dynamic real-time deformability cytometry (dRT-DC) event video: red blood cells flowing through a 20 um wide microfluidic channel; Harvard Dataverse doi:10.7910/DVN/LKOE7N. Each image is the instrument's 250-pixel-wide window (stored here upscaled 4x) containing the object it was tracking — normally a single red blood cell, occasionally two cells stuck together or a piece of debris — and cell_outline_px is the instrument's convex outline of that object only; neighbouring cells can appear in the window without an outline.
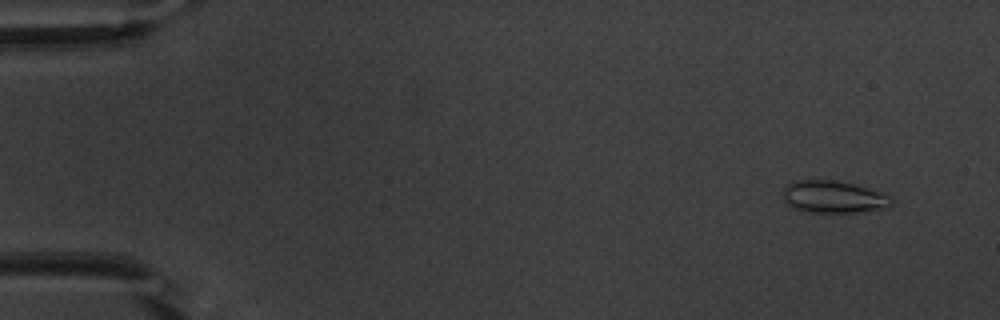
{"species": "common noctule bat (a hibernating species)", "species_latin": "Nyctalus noctula", "temperature_condition": "warm", "stored_images_in_passage": 53, "camera_frame_rate_fps": 3000, "um_per_image_px": 0.085, "animal": {"sex": "male", "body_mass_g": 20.1, "forearm_length_mm": 53.5}, "frame": {"image": 1, "passage_image": 4, "time_ms": 1.0, "image_size_px": [1000, 320], "cell_outline_px": [[892, 204], [884, 208], [852, 212], [808, 212], [792, 208], [784, 200], [784, 188], [788, 184], [796, 180], [836, 180], [868, 188], [888, 196], [892, 200]], "centroid_in_image_um": [70.79, 16.73], "position_along_channel_um": 14.2, "area_um2": 20.0}}
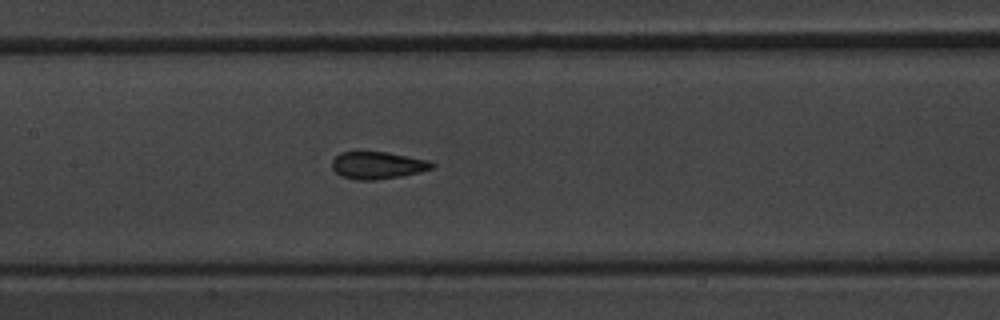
{"frame": {"image": 2, "passage_image": 26, "time_ms": 8.333, "image_size_px": [1000, 320], "cell_outline_px": [[436, 164], [432, 168], [420, 172], [400, 176], [376, 180], [356, 180], [340, 176], [332, 168], [332, 160], [340, 152], [384, 152], [428, 160]], "centroid_in_image_um": [32.07, 14.06], "position_along_channel_um": 175.3, "area_um2": 15.78}}
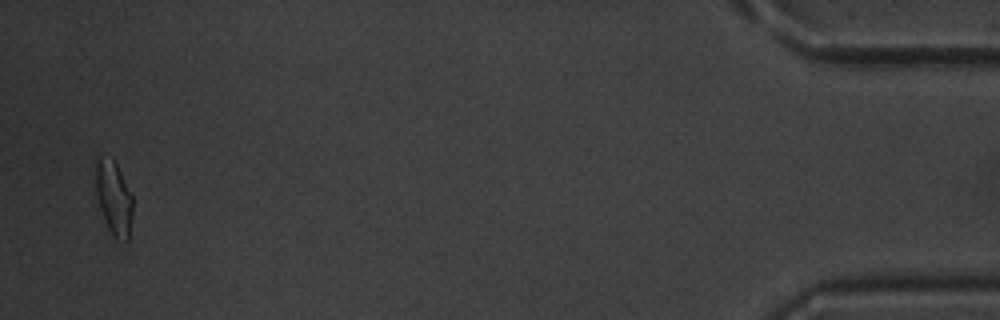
{"frame": {"image": 3, "passage_image": 52, "time_ms": 17.0, "image_size_px": [1000, 320], "cell_outline_px": [[132, 212], [128, 240], [116, 240], [112, 236], [104, 220], [100, 208], [96, 192], [92, 164], [100, 156], [112, 156], [132, 196]], "centroid_in_image_um": [9.61, 16.76], "position_along_channel_um": 425.6, "area_um2": 16.3}, "authors_computed_cell_mechanics": {"area_um2": 16.2996, "velocity_mm_per_s": 3.8268, "shape_relaxation_time_tau1_ms": 5.3126, "shape_relaxation_time_tau2_ms": 0.6469, "deformation_change_tau1": 0.1644, "deformation_change_tau2": 0.0482}}